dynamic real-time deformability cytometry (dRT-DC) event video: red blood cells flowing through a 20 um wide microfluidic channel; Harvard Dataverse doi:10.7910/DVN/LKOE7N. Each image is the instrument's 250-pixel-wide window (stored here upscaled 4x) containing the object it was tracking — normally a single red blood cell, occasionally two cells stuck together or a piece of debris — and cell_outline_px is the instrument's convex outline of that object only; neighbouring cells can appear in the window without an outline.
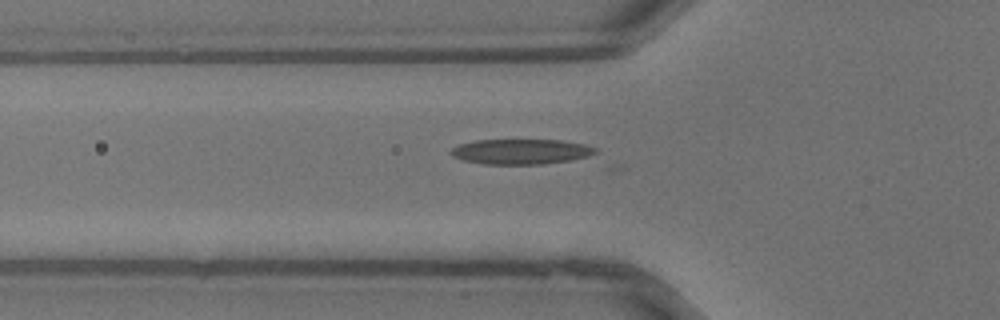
{"species": "common noctule bat (a hibernating species)", "species_latin": "Nyctalus noctula", "temperature_condition": "warm", "stored_images_in_passage": 24, "camera_frame_rate_fps": 3000, "um_per_image_px": 0.085, "animal": {"sex": "male", "body_mass_g": 13.3}, "frame": {"image": 1, "passage_image": 3, "time_ms": 0.667, "image_size_px": [1000, 320], "cell_outline_px": [[596, 152], [588, 156], [572, 160], [540, 164], [484, 164], [464, 160], [452, 156], [448, 152], [452, 148], [460, 144], [476, 140], [560, 140], [584, 144], [596, 148]], "centroid_in_image_um": [44.26, 12.88], "position_along_channel_um": 81.5, "area_um2": 21.1}}
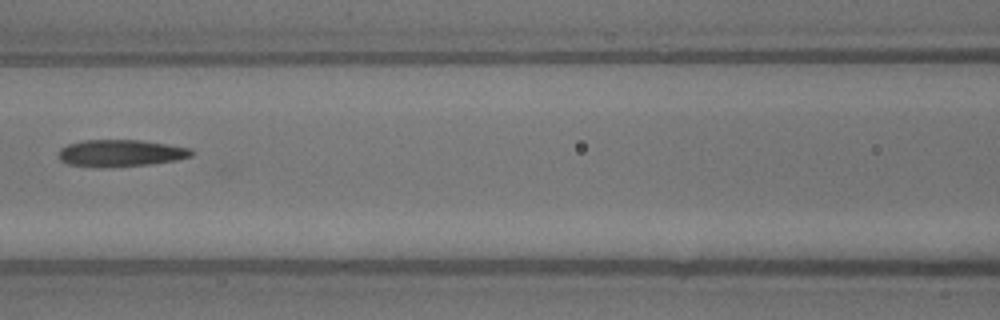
{"frame": {"image": 2, "passage_image": 7, "time_ms": 2.0, "image_size_px": [1000, 320], "cell_outline_px": [[192, 156], [176, 160], [152, 164], [112, 168], [100, 168], [68, 164], [60, 160], [60, 148], [68, 144], [84, 140], [140, 140], [188, 148], [192, 152]], "centroid_in_image_um": [10.22, 13.03], "position_along_channel_um": 156.4, "area_um2": 20.87}}
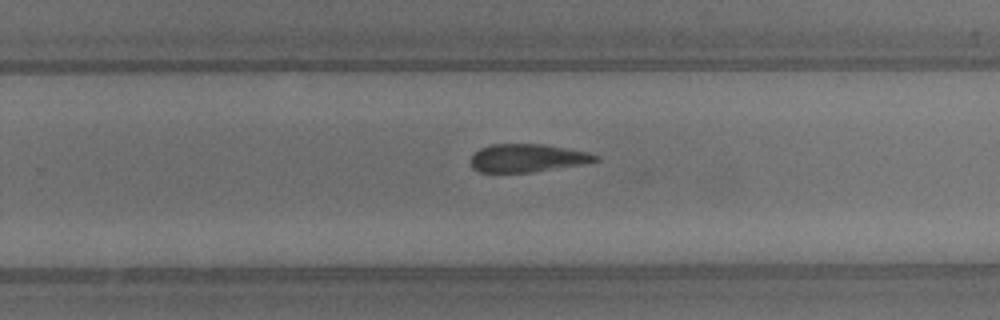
{"frame": {"image": 3, "passage_image": 14, "time_ms": 4.333, "image_size_px": [1000, 320], "cell_outline_px": [[600, 160], [584, 164], [532, 172], [480, 172], [472, 168], [468, 160], [480, 148], [492, 144], [544, 144], [588, 152], [600, 156]], "centroid_in_image_um": [44.83, 13.43], "position_along_channel_um": 285.0, "area_um2": 20.52}}